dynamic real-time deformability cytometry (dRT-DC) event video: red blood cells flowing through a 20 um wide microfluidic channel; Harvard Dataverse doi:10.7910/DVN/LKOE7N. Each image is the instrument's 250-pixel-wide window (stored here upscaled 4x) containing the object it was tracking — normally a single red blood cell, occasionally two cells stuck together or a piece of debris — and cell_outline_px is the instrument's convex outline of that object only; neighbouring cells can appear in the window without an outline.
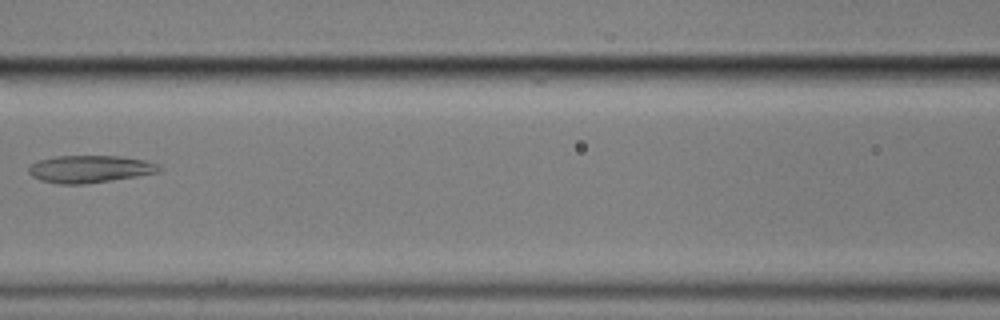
{"species": "common noctule bat (a hibernating species)", "species_latin": "Nyctalus noctula", "temperature_condition": "cold", "stored_images_in_passage": 8, "camera_frame_rate_fps": 3000, "um_per_image_px": 0.085, "animal": {"sex": "male", "body_mass_g": 17.9}, "frame": {"image": 1, "passage_image": 7, "time_ms": 7.333, "image_size_px": [1000, 320], "cell_outline_px": [[164, 168], [160, 172], [112, 180], [84, 184], [60, 184], [40, 180], [32, 176], [28, 172], [28, 168], [32, 164], [40, 160], [56, 156], [120, 156], [144, 160], [160, 164]], "centroid_in_image_um": [7.68, 14.36], "position_along_channel_um": 158.9, "area_um2": 20.81}}
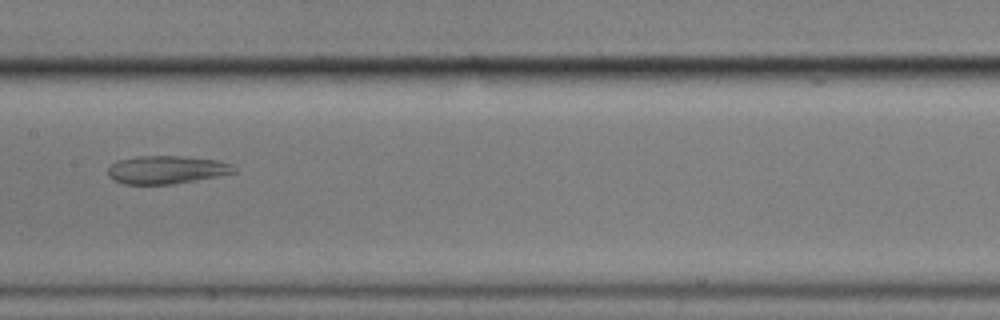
{"frame": {"image": 2, "passage_image": 8, "time_ms": 8.333, "image_size_px": [1000, 320], "cell_outline_px": [[236, 172], [220, 176], [172, 184], [124, 184], [112, 180], [108, 176], [108, 168], [116, 160], [136, 156], [184, 156], [216, 160], [232, 164], [236, 168]], "centroid_in_image_um": [14.14, 14.43], "position_along_channel_um": 193.3, "area_um2": 20.81}}